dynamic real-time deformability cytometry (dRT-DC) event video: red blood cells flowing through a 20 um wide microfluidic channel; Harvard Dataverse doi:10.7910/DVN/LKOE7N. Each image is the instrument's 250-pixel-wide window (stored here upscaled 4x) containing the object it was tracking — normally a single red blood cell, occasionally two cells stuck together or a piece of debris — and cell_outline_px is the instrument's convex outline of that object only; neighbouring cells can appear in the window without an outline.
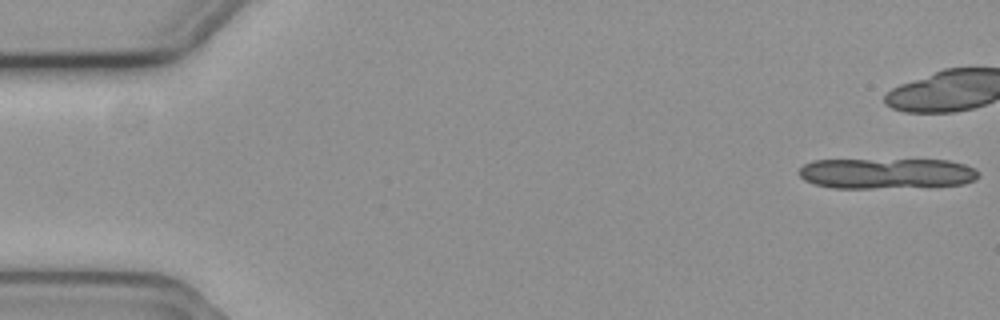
{"species": "common noctule bat (a hibernating species)", "species_latin": "Nyctalus noctula", "temperature_condition": "cold", "stored_images_in_passage": 3, "camera_frame_rate_fps": 3000, "um_per_image_px": 0.085, "animal": {"sex": "female", "body_mass_g": 19.3, "forearm_length_mm": 54.1}, "frame": {"image": 1, "passage_image": 1, "time_ms": 0.0, "image_size_px": [1000, 320], "cell_outline_px": [[980, 172], [976, 180], [964, 184], [872, 188], [832, 188], [816, 184], [804, 180], [800, 176], [800, 168], [804, 164], [812, 160], [948, 160], [964, 164]], "centroid_in_image_um": [75.34, 14.73], "position_along_channel_um": 9.7, "area_um2": 31.73}}